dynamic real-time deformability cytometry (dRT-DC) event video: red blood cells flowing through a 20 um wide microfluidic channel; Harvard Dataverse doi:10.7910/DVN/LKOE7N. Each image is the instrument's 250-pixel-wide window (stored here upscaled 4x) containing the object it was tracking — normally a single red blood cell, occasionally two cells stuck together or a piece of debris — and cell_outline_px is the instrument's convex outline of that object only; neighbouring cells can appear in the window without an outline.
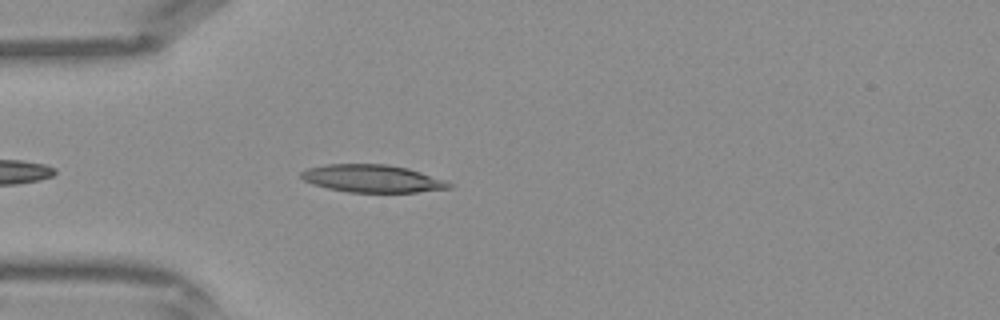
{"species": "Egyptian fruit bat (a non-hibernating species)", "species_latin": "Rousettus aegyptiacus", "temperature_condition": "warm", "stored_images_in_passage": 6, "camera_frame_rate_fps": 3000, "um_per_image_px": 0.085, "frame": {"image": 1, "passage_image": 3, "time_ms": 0.667, "image_size_px": [1000, 320], "cell_outline_px": [[452, 188], [416, 192], [348, 192], [328, 188], [312, 184], [304, 180], [300, 176], [300, 172], [308, 168], [324, 164], [388, 164], [408, 168], [444, 180], [452, 184]], "centroid_in_image_um": [31.62, 15.17], "position_along_channel_um": 53.4, "area_um2": 23.76}}